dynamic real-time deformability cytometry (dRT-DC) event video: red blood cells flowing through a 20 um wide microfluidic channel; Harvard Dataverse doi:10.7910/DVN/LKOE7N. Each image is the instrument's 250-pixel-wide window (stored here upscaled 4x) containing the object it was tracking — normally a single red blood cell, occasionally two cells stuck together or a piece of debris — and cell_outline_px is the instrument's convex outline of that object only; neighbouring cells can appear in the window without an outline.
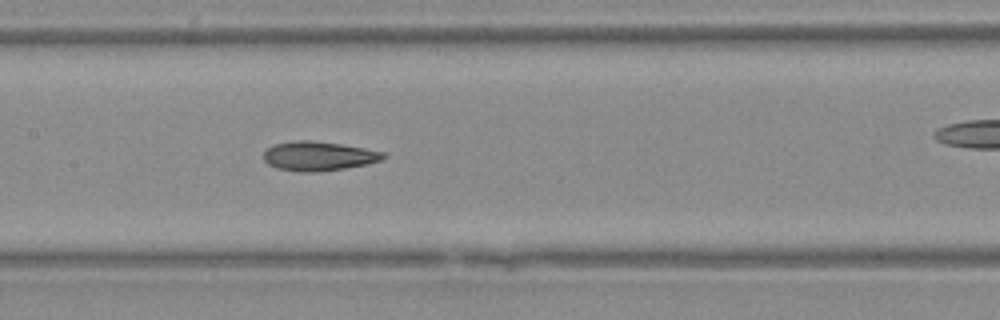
{"species": "Egyptian fruit bat (a non-hibernating species)", "species_latin": "Rousettus aegyptiacus", "temperature_condition": "warm", "stored_images_in_passage": 31, "camera_frame_rate_fps": 3000, "um_per_image_px": 0.085, "animal": {"sex": "female"}, "frame": {"image": 1, "passage_image": 10, "time_ms": 3.0, "image_size_px": [1000, 320], "cell_outline_px": [[388, 156], [380, 160], [364, 164], [344, 168], [312, 172], [300, 172], [276, 168], [268, 164], [264, 160], [264, 152], [268, 148], [276, 144], [296, 140], [312, 140], [340, 144], [364, 148], [384, 152]], "centroid_in_image_um": [27.06, 13.26], "position_along_channel_um": 180.3, "area_um2": 20.17}}